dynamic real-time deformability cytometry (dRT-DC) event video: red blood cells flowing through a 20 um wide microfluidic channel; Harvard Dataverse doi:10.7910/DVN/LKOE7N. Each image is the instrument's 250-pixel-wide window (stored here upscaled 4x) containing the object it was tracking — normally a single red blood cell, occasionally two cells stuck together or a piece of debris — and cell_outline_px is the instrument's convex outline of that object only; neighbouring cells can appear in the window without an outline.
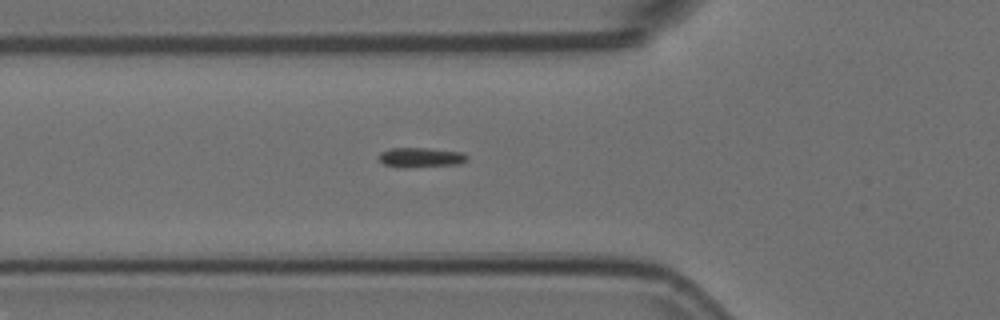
{"species": "Egyptian fruit bat (a non-hibernating species)", "species_latin": "Rousettus aegyptiacus", "temperature_condition": "room temperature", "stored_images_in_passage": 54, "camera_frame_rate_fps": 3000, "um_per_image_px": 0.085, "animal": {"sex": "female"}, "frame": {"image": 1, "passage_image": 18, "time_ms": 5.667, "image_size_px": [1000, 320], "cell_outline_px": [[468, 160], [460, 164], [404, 168], [400, 168], [384, 164], [380, 160], [380, 152], [388, 148], [428, 148], [464, 152], [468, 156]], "centroid_in_image_um": [35.79, 13.38], "position_along_channel_um": 90.0, "area_um2": 10.35}}
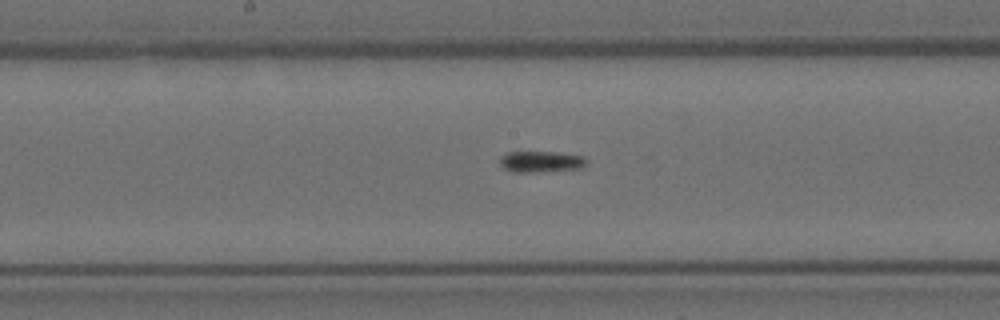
{"frame": {"image": 2, "passage_image": 27, "time_ms": 8.667, "image_size_px": [1000, 320], "cell_outline_px": [[588, 160], [584, 168], [536, 172], [512, 172], [504, 168], [500, 164], [500, 156], [508, 152], [556, 152], [584, 156]], "centroid_in_image_um": [46.01, 13.74], "position_along_channel_um": 202.2, "area_um2": 10.81}}
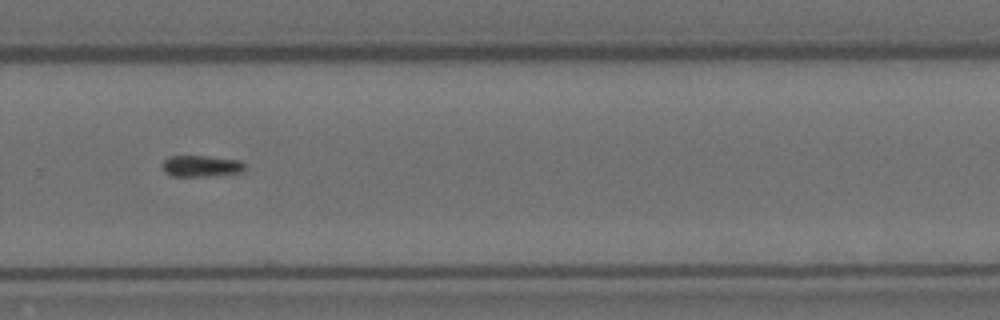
{"frame": {"image": 3, "passage_image": 36, "time_ms": 11.667, "image_size_px": [1000, 320], "cell_outline_px": [[244, 172], [208, 176], [172, 176], [164, 172], [164, 160], [168, 156], [204, 156], [240, 160], [244, 164]], "centroid_in_image_um": [17.11, 14.12], "position_along_channel_um": 312.7, "area_um2": 10.17}}